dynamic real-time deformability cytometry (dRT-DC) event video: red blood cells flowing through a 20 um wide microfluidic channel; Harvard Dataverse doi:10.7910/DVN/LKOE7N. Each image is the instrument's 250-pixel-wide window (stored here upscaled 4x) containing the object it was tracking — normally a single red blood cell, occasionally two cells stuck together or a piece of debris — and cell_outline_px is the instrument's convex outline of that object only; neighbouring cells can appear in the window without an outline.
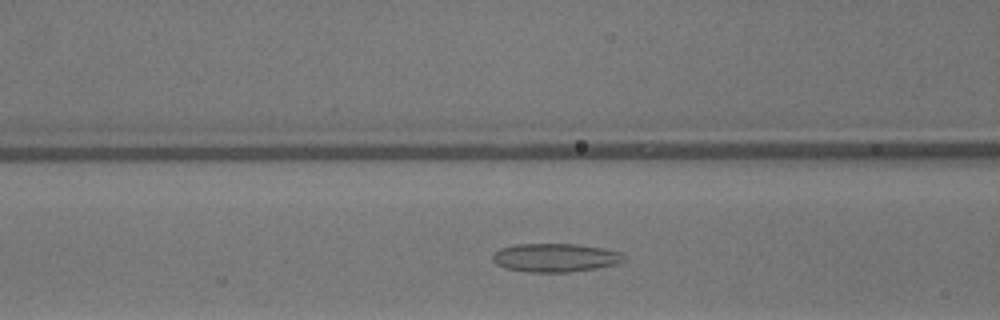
{"species": "common noctule bat (a hibernating species)", "species_latin": "Nyctalus noctula", "temperature_condition": "warm", "stored_images_in_passage": 42, "camera_frame_rate_fps": 3000, "um_per_image_px": 0.085, "animal": {"sex": "male", "body_mass_g": 13.3}, "frame": {"image": 1, "passage_image": 22, "time_ms": 7.0, "image_size_px": [1000, 320], "cell_outline_px": [[624, 260], [616, 264], [596, 268], [568, 272], [528, 272], [504, 268], [496, 264], [492, 260], [492, 256], [500, 248], [516, 244], [580, 244], [604, 248], [620, 252], [624, 256]], "centroid_in_image_um": [47.18, 21.9], "position_along_channel_um": 119.4, "area_um2": 21.85}}
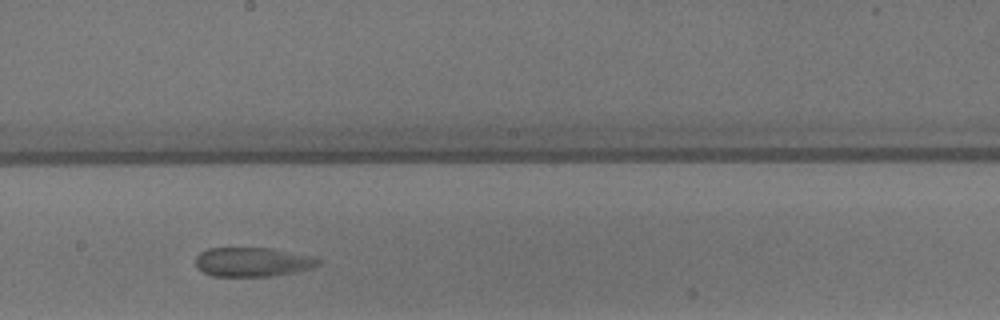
{"frame": {"image": 2, "passage_image": 30, "time_ms": 9.667, "image_size_px": [1000, 320], "cell_outline_px": [[320, 264], [312, 268], [296, 272], [272, 276], [212, 276], [196, 268], [196, 256], [200, 252], [208, 248], [272, 248], [312, 256], [320, 260]], "centroid_in_image_um": [21.47, 22.27], "position_along_channel_um": 226.7, "area_um2": 20.98}}
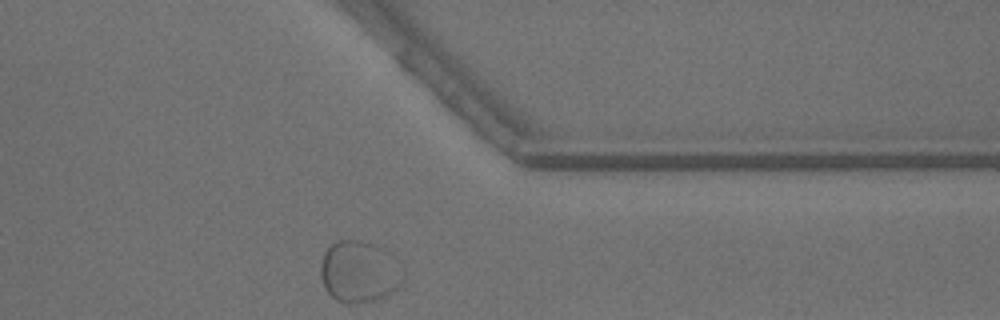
{"frame": {"image": 3, "passage_image": 42, "time_ms": 13.667, "image_size_px": [1000, 320], "cell_outline_px": [[404, 276], [400, 284], [388, 292], [372, 300], [336, 300], [324, 288], [320, 276], [320, 264], [324, 252], [336, 240], [364, 240], [376, 244], [384, 248], [396, 260]], "centroid_in_image_um": [30.49, 23.0], "position_along_channel_um": 380.9, "area_um2": 28.9}}